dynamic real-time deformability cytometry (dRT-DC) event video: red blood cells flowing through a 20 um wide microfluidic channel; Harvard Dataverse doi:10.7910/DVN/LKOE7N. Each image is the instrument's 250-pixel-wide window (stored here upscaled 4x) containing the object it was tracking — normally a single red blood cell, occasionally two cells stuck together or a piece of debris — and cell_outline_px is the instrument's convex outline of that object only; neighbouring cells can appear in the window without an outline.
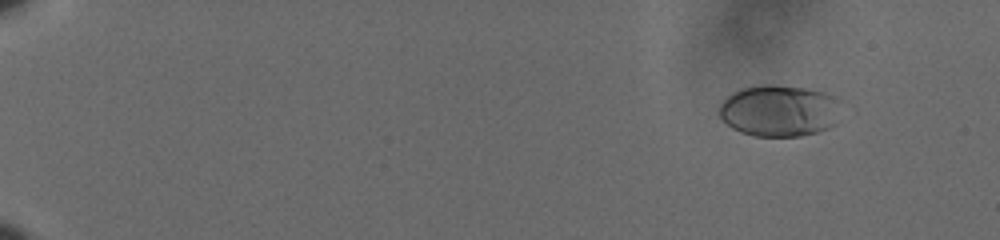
{"species": "human", "species_latin": "Homo sapiens", "temperature_condition": "cold", "stored_images_in_passage": 55, "camera_frame_rate_fps": 3000, "um_per_image_px": 0.085, "donor": {"sex": "male"}, "frame": {"image": 1, "passage_image": 1, "time_ms": 0.0, "image_size_px": [1000, 240], "cell_outline_px": [[840, 100], [836, 124], [832, 128], [820, 132], [800, 136], [752, 136], [740, 132], [732, 128], [720, 116], [720, 104], [732, 92], [740, 88], [752, 84], [772, 84], [804, 88], [824, 92], [836, 96]], "centroid_in_image_um": [66.26, 9.4], "position_along_channel_um": 18.7, "area_um2": 37.22}}
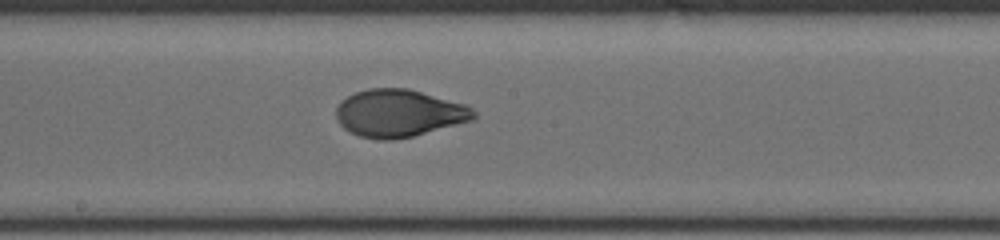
{"frame": {"image": 2, "passage_image": 31, "time_ms": 10.0, "image_size_px": [1000, 240], "cell_outline_px": [[476, 116], [472, 120], [412, 136], [392, 140], [380, 140], [360, 136], [344, 128], [336, 120], [336, 108], [348, 96], [356, 92], [368, 88], [408, 88], [464, 104], [472, 108], [476, 112]], "centroid_in_image_um": [33.9, 9.62], "position_along_channel_um": 214.3, "area_um2": 37.69}}
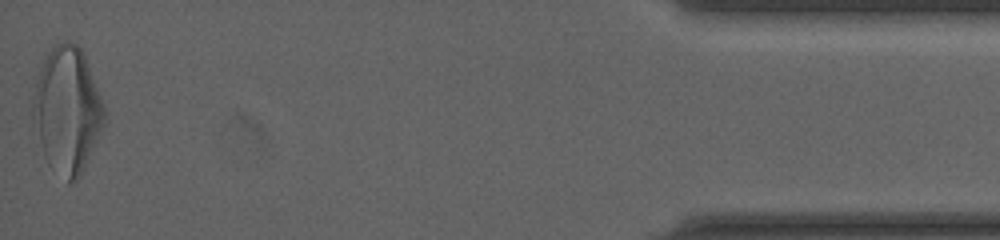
{"frame": {"image": 3, "passage_image": 55, "time_ms": 18.0, "image_size_px": [1000, 240], "cell_outline_px": [[104, 124], [80, 176], [72, 184], [68, 184], [48, 164], [44, 156], [32, 116], [32, 100], [40, 68], [48, 52], [56, 44], [64, 40], [68, 40], [76, 44], [84, 52], [100, 96], [104, 108]], "centroid_in_image_um": [5.7, 9.36], "position_along_channel_um": 429.5, "area_um2": 51.9}, "authors_computed_cell_mechanics": {"area_um2": 37.4544, "velocity_mm_per_s": 3.5863, "shape_relaxation_time_tau1_ms": 3.9173, "shape_relaxation_time_tau2_ms": 0.7478, "deformation_change_tau1": 0.1827, "deformation_change_tau2": 0.0473}}